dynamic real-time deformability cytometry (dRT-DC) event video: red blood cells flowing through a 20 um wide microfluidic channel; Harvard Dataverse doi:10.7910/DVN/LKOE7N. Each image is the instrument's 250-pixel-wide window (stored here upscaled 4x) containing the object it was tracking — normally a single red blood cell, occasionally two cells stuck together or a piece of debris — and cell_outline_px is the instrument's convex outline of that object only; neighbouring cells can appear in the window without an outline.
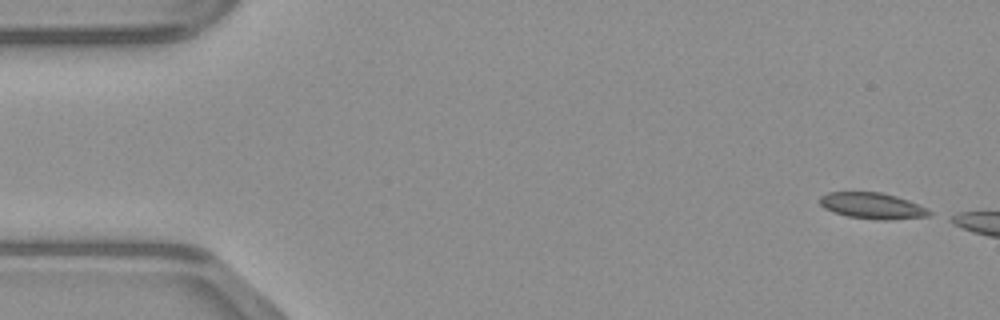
{"species": "common noctule bat (a hibernating species)", "species_latin": "Nyctalus noctula", "temperature_condition": "warm", "stored_images_in_passage": 40, "camera_frame_rate_fps": 3000, "um_per_image_px": 0.085, "animal": {"sex": "male", "body_mass_g": 23.1, "forearm_length_mm": 52.7}, "frame": {"image": 1, "passage_image": 1, "time_ms": 0.0, "image_size_px": [1000, 320], "cell_outline_px": [[932, 216], [888, 220], [884, 220], [848, 216], [824, 208], [820, 204], [820, 196], [828, 192], [880, 192], [896, 196], [908, 200], [928, 208], [932, 212]], "centroid_in_image_um": [74.19, 17.49], "position_along_channel_um": 10.8, "area_um2": 16.59}}
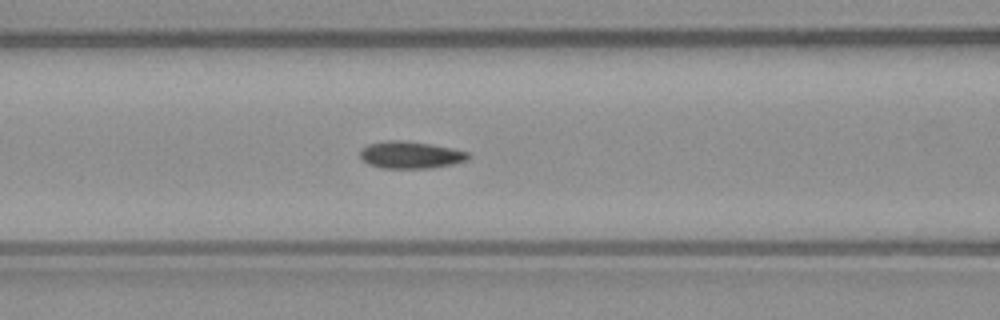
{"frame": {"image": 2, "passage_image": 18, "time_ms": 5.667, "image_size_px": [1000, 320], "cell_outline_px": [[472, 156], [468, 160], [452, 164], [432, 168], [380, 168], [368, 164], [360, 156], [360, 148], [368, 144], [388, 140], [404, 140], [432, 144], [452, 148], [468, 152]], "centroid_in_image_um": [34.9, 13.16], "position_along_channel_um": 131.7, "area_um2": 17.28}}
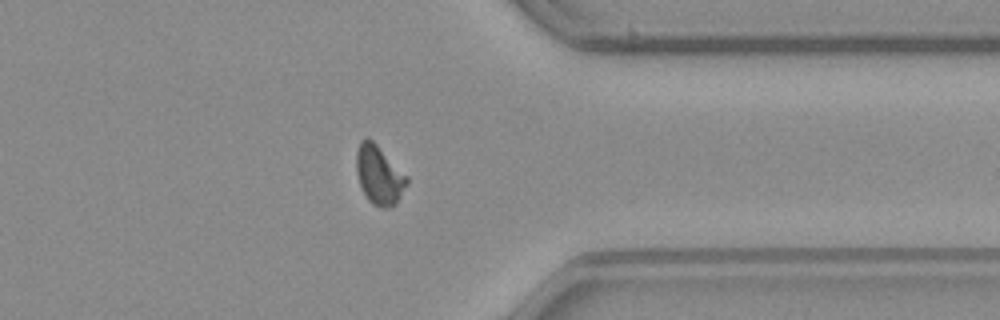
{"frame": {"image": 3, "passage_image": 36, "time_ms": 11.667, "image_size_px": [1000, 320], "cell_outline_px": [[408, 184], [396, 204], [388, 208], [380, 208], [372, 204], [368, 200], [360, 184], [356, 172], [356, 152], [360, 140], [368, 136], [408, 176]], "centroid_in_image_um": [32.23, 14.88], "position_along_channel_um": 379.2, "area_um2": 17.46}}